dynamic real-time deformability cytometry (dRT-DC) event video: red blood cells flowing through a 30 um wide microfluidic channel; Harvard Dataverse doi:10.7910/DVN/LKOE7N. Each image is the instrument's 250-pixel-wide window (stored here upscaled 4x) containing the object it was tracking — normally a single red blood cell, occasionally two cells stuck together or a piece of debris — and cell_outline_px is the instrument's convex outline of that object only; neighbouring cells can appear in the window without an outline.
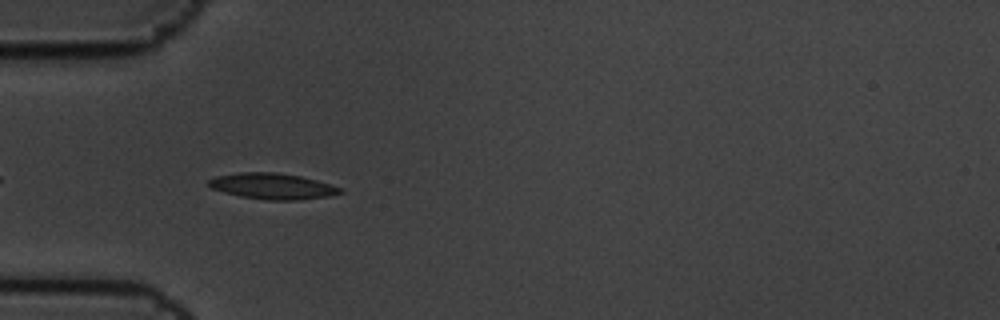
{"species": "common noctule bat (a hibernating species)", "species_latin": "Nyctalus noctula", "temperature_condition": "cold", "stored_images_in_passage": 6, "camera_frame_rate_fps": 3000, "um_per_image_px": 0.085, "animal": {"sex": "male", "body_mass_g": 19.5, "forearm_length_mm": 54.6}, "frame": {"image": 1, "passage_image": 4, "time_ms": 1.0, "image_size_px": [1000, 320], "cell_outline_px": [[344, 192], [328, 196], [296, 200], [268, 200], [240, 196], [224, 192], [212, 188], [208, 184], [208, 180], [216, 176], [240, 172], [276, 172], [300, 176], [316, 180], [340, 188]], "centroid_in_image_um": [23.13, 15.82], "position_along_channel_um": 61.9, "area_um2": 19.65}}
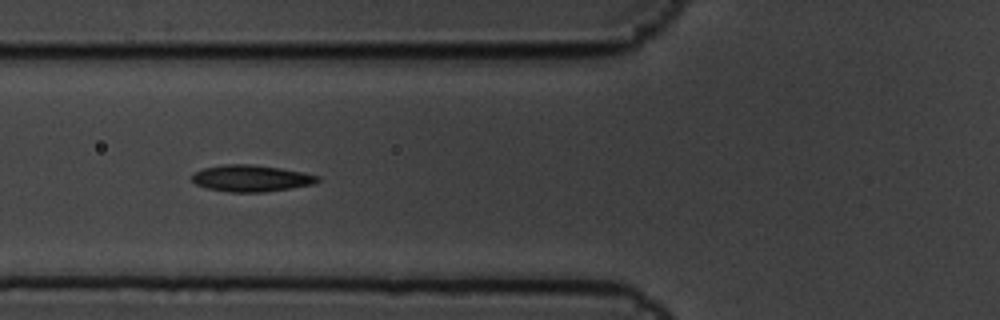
{"frame": {"image": 2, "passage_image": 5, "time_ms": 1.333, "image_size_px": [1000, 320], "cell_outline_px": [[320, 180], [312, 184], [288, 188], [260, 192], [232, 192], [208, 188], [196, 184], [192, 180], [192, 176], [196, 172], [204, 168], [224, 164], [248, 164], [280, 168], [320, 176]], "centroid_in_image_um": [21.33, 15.15], "position_along_channel_um": 104.5, "area_um2": 19.02}}
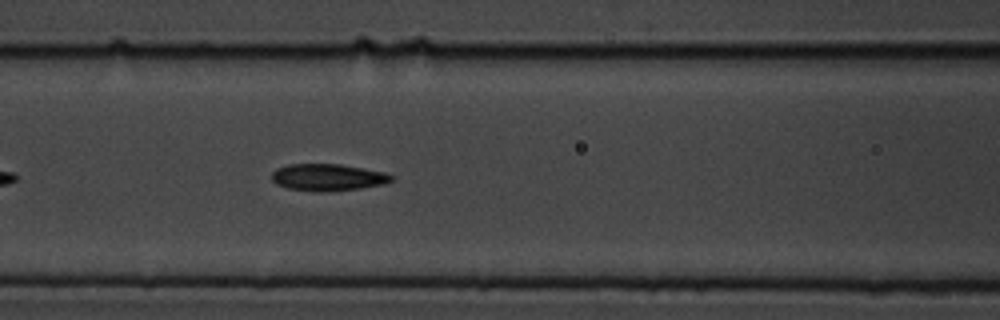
{"frame": {"image": 3, "passage_image": 6, "time_ms": 1.667, "image_size_px": [1000, 320], "cell_outline_px": [[392, 180], [384, 184], [360, 188], [328, 192], [316, 192], [288, 188], [276, 184], [272, 180], [272, 172], [276, 168], [288, 164], [340, 164], [384, 172], [392, 176]], "centroid_in_image_um": [27.83, 15.08], "position_along_channel_um": 138.8, "area_um2": 18.79}}